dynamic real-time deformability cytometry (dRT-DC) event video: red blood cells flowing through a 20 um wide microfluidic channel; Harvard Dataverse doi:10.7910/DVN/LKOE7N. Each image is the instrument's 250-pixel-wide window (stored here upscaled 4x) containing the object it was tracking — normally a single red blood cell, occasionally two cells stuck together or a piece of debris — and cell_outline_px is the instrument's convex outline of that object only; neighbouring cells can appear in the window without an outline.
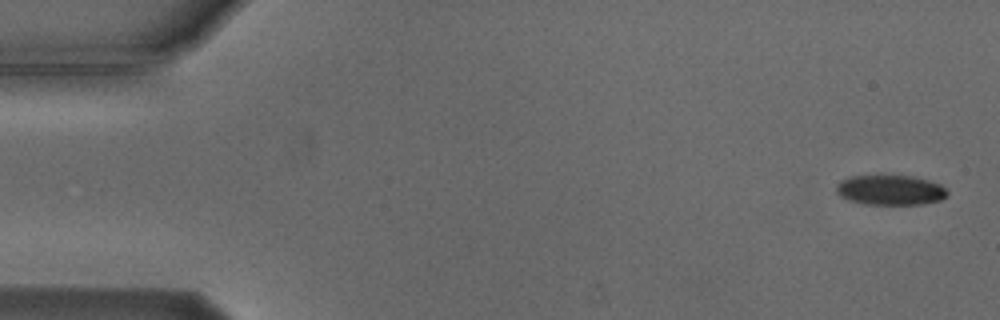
{"species": "Egyptian fruit bat (a non-hibernating species)", "species_latin": "Rousettus aegyptiacus", "temperature_condition": "cold", "stored_images_in_passage": 4, "camera_frame_rate_fps": 3000, "um_per_image_px": 0.085, "animal": {"sex": "male"}, "frame": {"image": 1, "passage_image": 1, "time_ms": 0.0, "image_size_px": [1000, 320], "cell_outline_px": [[948, 196], [940, 200], [920, 204], [864, 204], [848, 200], [840, 196], [836, 192], [836, 184], [840, 180], [848, 176], [876, 172], [880, 172], [912, 176], [928, 180], [940, 184], [948, 192]], "centroid_in_image_um": [75.6, 16.09], "position_along_channel_um": 9.4, "area_um2": 20.4}}
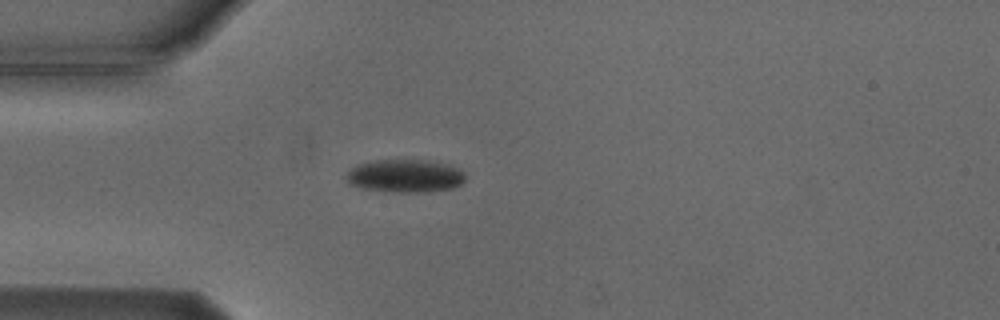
{"frame": {"image": 2, "passage_image": 4, "time_ms": 4.333, "image_size_px": [1000, 320], "cell_outline_px": [[464, 180], [460, 184], [452, 188], [424, 192], [392, 192], [364, 188], [348, 184], [344, 176], [352, 168], [360, 164], [376, 160], [428, 160], [448, 164], [460, 168], [464, 172]], "centroid_in_image_um": [34.44, 14.95], "position_along_channel_um": 50.6, "area_um2": 22.89}}